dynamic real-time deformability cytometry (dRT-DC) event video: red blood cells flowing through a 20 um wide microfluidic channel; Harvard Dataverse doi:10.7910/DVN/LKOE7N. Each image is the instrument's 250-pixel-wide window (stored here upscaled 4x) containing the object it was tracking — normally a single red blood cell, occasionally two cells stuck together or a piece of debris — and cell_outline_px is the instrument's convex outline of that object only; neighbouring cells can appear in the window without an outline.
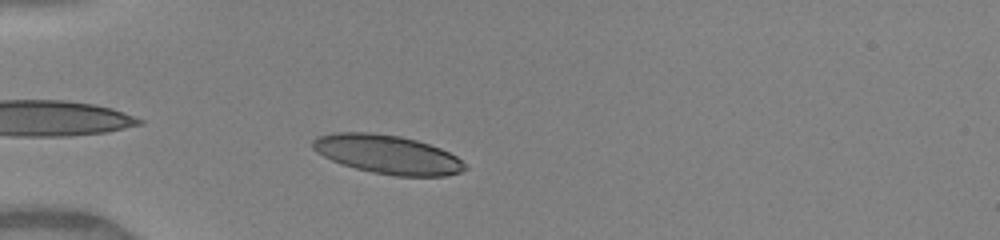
{"species": "human", "species_latin": "Homo sapiens", "temperature_condition": "warm", "stored_images_in_passage": 31, "camera_frame_rate_fps": 3000, "um_per_image_px": 0.085, "donor": {"sex": "female"}, "frame": {"image": 1, "passage_image": 3, "time_ms": 0.667, "image_size_px": [1000, 240], "cell_outline_px": [[468, 168], [460, 172], [448, 176], [396, 176], [372, 172], [356, 168], [332, 160], [316, 152], [312, 148], [312, 140], [316, 136], [332, 132], [372, 132], [400, 136], [416, 140], [440, 148], [456, 156], [468, 164]], "centroid_in_image_um": [32.95, 13.12], "position_along_channel_um": 52.1, "area_um2": 34.56}}
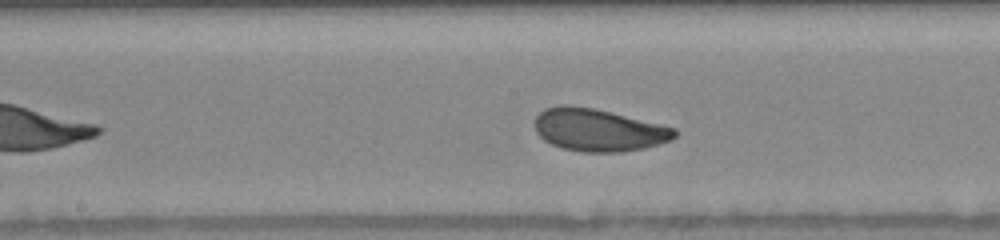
{"frame": {"image": 2, "passage_image": 15, "time_ms": 4.667, "image_size_px": [1000, 240], "cell_outline_px": [[676, 136], [672, 140], [644, 148], [620, 152], [580, 152], [560, 148], [544, 140], [536, 132], [532, 124], [536, 116], [544, 108], [560, 104], [564, 104], [596, 108], [676, 128]], "centroid_in_image_um": [50.82, 11.04], "position_along_channel_um": 197.4, "area_um2": 35.03}}
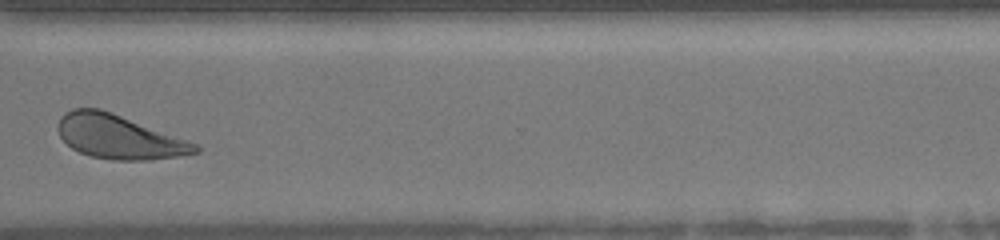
{"frame": {"image": 3, "passage_image": 24, "time_ms": 7.667, "image_size_px": [1000, 240], "cell_outline_px": [[200, 152], [180, 156], [144, 160], [112, 160], [92, 156], [80, 152], [72, 148], [60, 136], [56, 128], [56, 124], [60, 116], [64, 112], [72, 108], [100, 108], [112, 112], [196, 144], [200, 148]], "centroid_in_image_um": [10.05, 11.62], "position_along_channel_um": 360.6, "area_um2": 34.91}, "authors_computed_cell_mechanics": {"area_um2": 34.7956, "velocity_mm_per_s": 4.0971, "shape_relaxation_time_tau1_ms": 2.274, "shape_relaxation_time_tau2_ms": 1.5035, "deformation_change_tau1": 0.1183, "deformation_change_tau2": 0.0693}}